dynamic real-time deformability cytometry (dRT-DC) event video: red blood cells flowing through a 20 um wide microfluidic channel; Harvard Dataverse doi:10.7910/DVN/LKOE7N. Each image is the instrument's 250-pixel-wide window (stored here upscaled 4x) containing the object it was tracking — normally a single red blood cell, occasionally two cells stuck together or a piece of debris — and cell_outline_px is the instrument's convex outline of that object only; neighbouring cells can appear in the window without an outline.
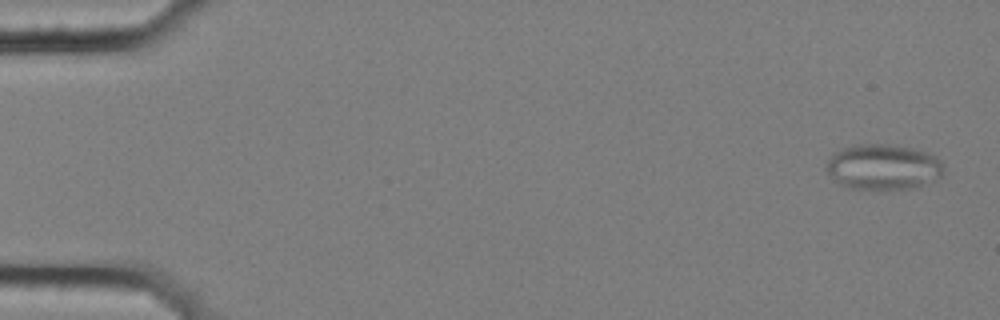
{"species": "common noctule bat (a hibernating species)", "species_latin": "Nyctalus noctula", "temperature_condition": "cold", "stored_images_in_passage": 56, "camera_frame_rate_fps": 3000, "um_per_image_px": 0.085, "animal": {"sex": "female", "body_mass_g": 25.1}, "frame": {"image": 1, "passage_image": 2, "time_ms": 0.333, "image_size_px": [1000, 320], "cell_outline_px": [[940, 176], [916, 188], [876, 192], [848, 188], [840, 184], [828, 172], [828, 160], [840, 148], [852, 144], [888, 144], [912, 148], [928, 152], [936, 156], [940, 160]], "centroid_in_image_um": [75.04, 14.22], "position_along_channel_um": 10.0, "area_um2": 31.5}}
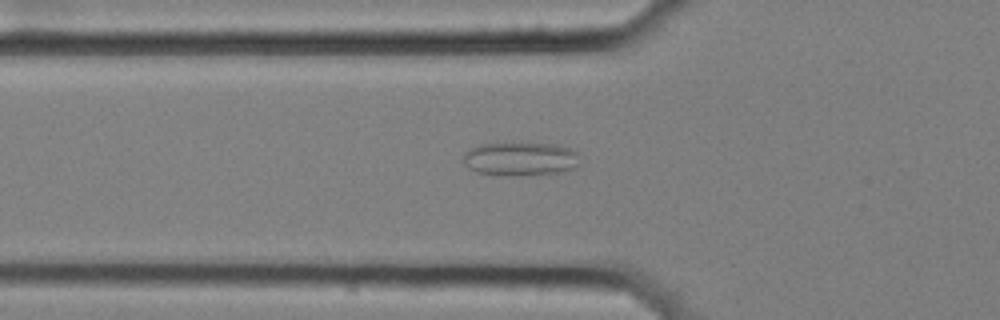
{"frame": {"image": 2, "passage_image": 20, "time_ms": 6.333, "image_size_px": [1000, 320], "cell_outline_px": [[580, 164], [572, 168], [556, 172], [520, 176], [508, 176], [476, 172], [468, 168], [464, 164], [464, 152], [480, 144], [560, 144], [576, 152]], "centroid_in_image_um": [44.21, 13.52], "position_along_channel_um": 81.6, "area_um2": 22.6}}
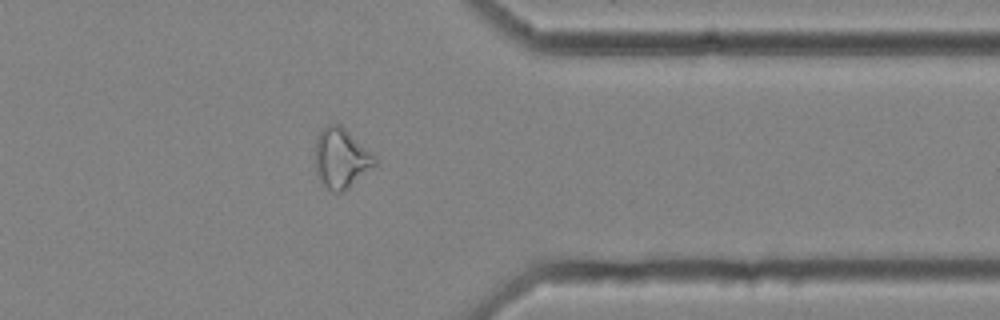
{"frame": {"image": 3, "passage_image": 46, "time_ms": 15.0, "image_size_px": [1000, 320], "cell_outline_px": [[376, 164], [348, 188], [340, 192], [332, 192], [320, 180], [316, 172], [316, 140], [324, 124], [340, 124], [376, 156]], "centroid_in_image_um": [28.99, 13.43], "position_along_channel_um": 382.4, "area_um2": 20.52}}